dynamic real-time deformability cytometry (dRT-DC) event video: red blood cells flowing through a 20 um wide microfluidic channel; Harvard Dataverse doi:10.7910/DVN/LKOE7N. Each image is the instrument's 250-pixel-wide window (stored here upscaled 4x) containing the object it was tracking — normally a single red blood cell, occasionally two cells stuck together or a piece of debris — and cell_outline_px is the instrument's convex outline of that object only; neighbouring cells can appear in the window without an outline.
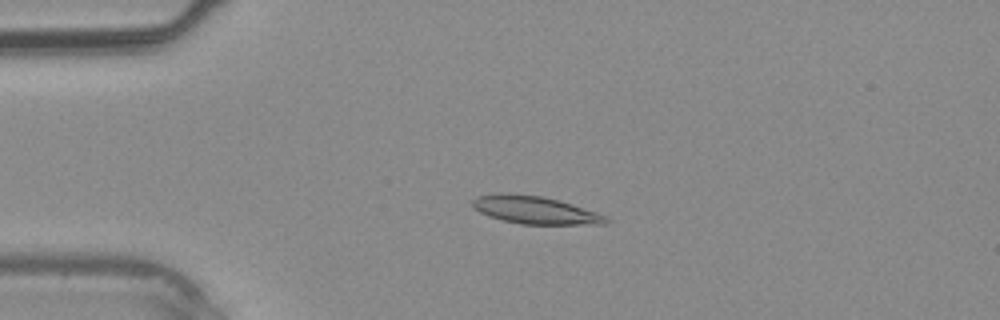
{"species": "common noctule bat (a hibernating species)", "species_latin": "Nyctalus noctula", "temperature_condition": "warm", "stored_images_in_passage": 39, "camera_frame_rate_fps": 3000, "um_per_image_px": 0.085, "animal": {"sex": "male", "body_mass_g": 20.4}, "frame": {"image": 1, "passage_image": 9, "time_ms": 2.667, "image_size_px": [1000, 320], "cell_outline_px": [[608, 224], [520, 224], [488, 216], [480, 212], [472, 204], [472, 200], [476, 196], [500, 192], [508, 192], [544, 196], [560, 200], [608, 216]], "centroid_in_image_um": [45.47, 17.83], "position_along_channel_um": 39.5, "area_um2": 21.73}}
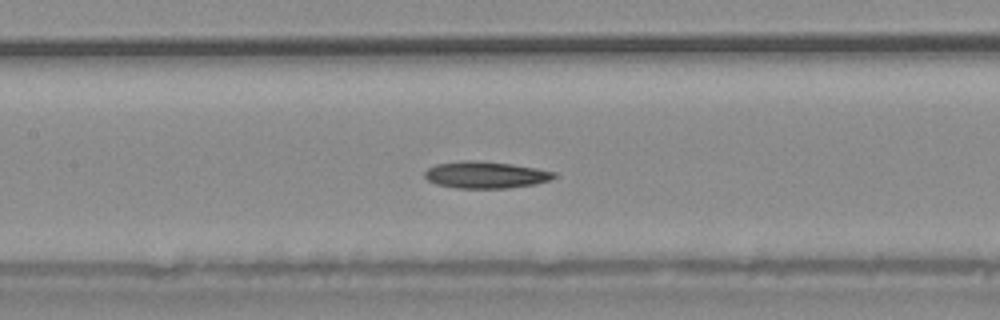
{"frame": {"image": 2, "passage_image": 18, "time_ms": 5.667, "image_size_px": [1000, 320], "cell_outline_px": [[556, 176], [548, 180], [536, 184], [508, 188], [456, 188], [436, 184], [428, 180], [424, 176], [424, 172], [428, 168], [436, 164], [460, 160], [476, 160], [512, 164], [536, 168], [556, 172]], "centroid_in_image_um": [41.25, 14.86], "position_along_channel_um": 166.1, "area_um2": 20.29}}
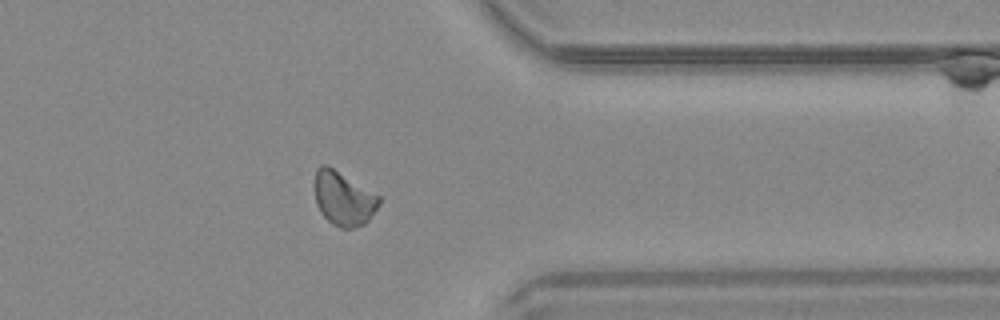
{"frame": {"image": 3, "passage_image": 31, "time_ms": 10.0, "image_size_px": [1000, 320], "cell_outline_px": [[380, 204], [368, 220], [364, 224], [352, 228], [340, 228], [332, 224], [320, 212], [316, 204], [316, 168], [320, 164], [328, 164], [380, 196]], "centroid_in_image_um": [29.2, 16.86], "position_along_channel_um": 382.2, "area_um2": 20.23}}